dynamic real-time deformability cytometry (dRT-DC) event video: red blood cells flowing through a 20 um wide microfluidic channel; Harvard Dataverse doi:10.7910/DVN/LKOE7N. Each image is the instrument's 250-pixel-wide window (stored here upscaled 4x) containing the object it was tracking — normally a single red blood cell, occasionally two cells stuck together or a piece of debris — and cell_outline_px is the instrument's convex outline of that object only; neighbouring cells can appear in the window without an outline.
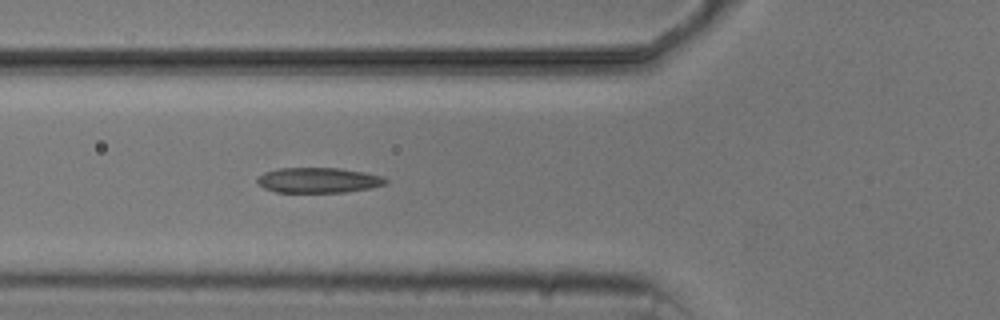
{"species": "common noctule bat (a hibernating species)", "species_latin": "Nyctalus noctula", "temperature_condition": "cold", "stored_images_in_passage": 4, "camera_frame_rate_fps": 3000, "um_per_image_px": 0.085, "animal": {"sex": "male", "body_mass_g": 20.5, "forearm_length_mm": 52.5}, "frame": {"image": 1, "passage_image": 4, "time_ms": 3.667, "image_size_px": [1000, 320], "cell_outline_px": [[388, 180], [384, 184], [372, 188], [344, 192], [276, 192], [264, 188], [256, 184], [256, 180], [264, 172], [276, 168], [340, 168], [364, 172], [384, 176]], "centroid_in_image_um": [27.05, 15.31], "position_along_channel_um": 98.7, "area_um2": 19.02}}